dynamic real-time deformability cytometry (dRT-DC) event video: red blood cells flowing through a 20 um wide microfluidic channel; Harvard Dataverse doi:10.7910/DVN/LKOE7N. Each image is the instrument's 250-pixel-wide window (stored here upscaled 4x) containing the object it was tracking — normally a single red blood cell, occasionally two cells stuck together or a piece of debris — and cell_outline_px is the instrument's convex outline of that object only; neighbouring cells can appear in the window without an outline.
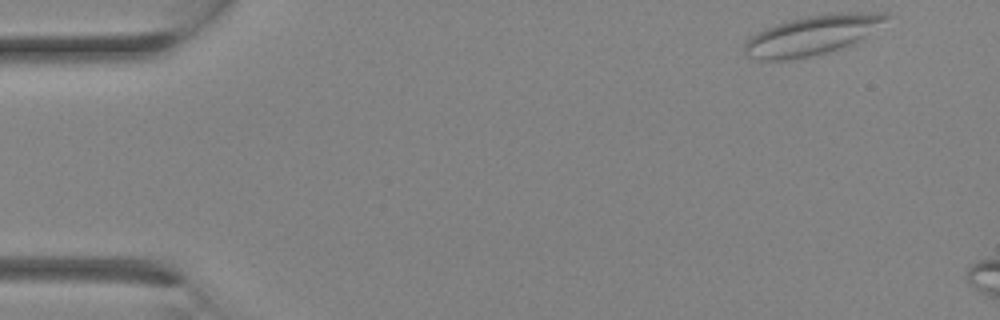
{"species": "Egyptian fruit bat (a non-hibernating species)", "species_latin": "Rousettus aegyptiacus", "temperature_condition": "room temperature", "stored_images_in_passage": 5, "camera_frame_rate_fps": 3000, "um_per_image_px": 0.085, "animal": {"sex": "female"}, "frame": {"image": 1, "passage_image": 1, "time_ms": 0.0, "image_size_px": [1000, 320], "cell_outline_px": [[896, 16], [856, 40], [848, 44], [824, 52], [808, 56], [788, 60], [760, 60], [744, 56], [744, 44], [756, 32], [764, 28], [776, 24], [808, 16], [828, 12], [888, 12]], "centroid_in_image_um": [69.03, 2.96], "position_along_channel_um": 16.0, "area_um2": 32.37}}